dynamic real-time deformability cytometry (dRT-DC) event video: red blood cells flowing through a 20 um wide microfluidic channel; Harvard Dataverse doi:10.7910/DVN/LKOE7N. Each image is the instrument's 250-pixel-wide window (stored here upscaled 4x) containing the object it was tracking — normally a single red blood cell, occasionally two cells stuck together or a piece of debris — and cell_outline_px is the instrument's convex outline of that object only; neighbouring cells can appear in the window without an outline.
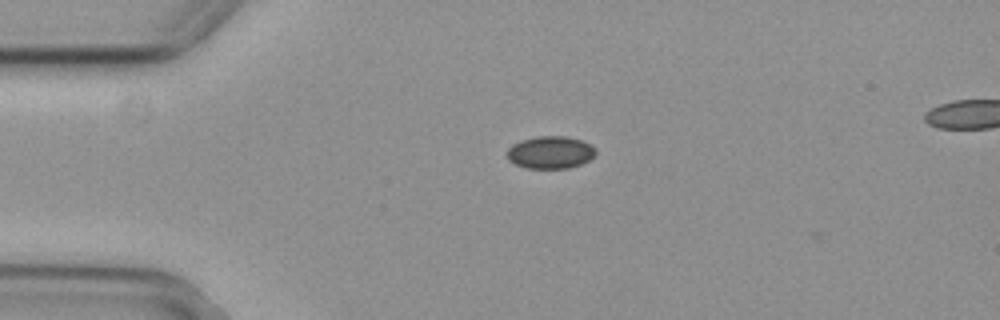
{"species": "common noctule bat (a hibernating species)", "species_latin": "Nyctalus noctula", "temperature_condition": "cold", "stored_images_in_passage": 43, "camera_frame_rate_fps": 3000, "um_per_image_px": 0.085, "animal": {"sex": "female", "body_mass_g": 29.2, "forearm_length_mm": 56.3}, "frame": {"image": 1, "passage_image": 1, "time_ms": 0.0, "image_size_px": [1000, 320], "cell_outline_px": [[596, 152], [588, 160], [580, 164], [568, 168], [528, 168], [516, 164], [508, 160], [508, 148], [512, 144], [520, 140], [536, 136], [568, 136], [592, 144], [596, 148]], "centroid_in_image_um": [46.78, 12.93], "position_along_channel_um": 38.2, "area_um2": 16.76}}
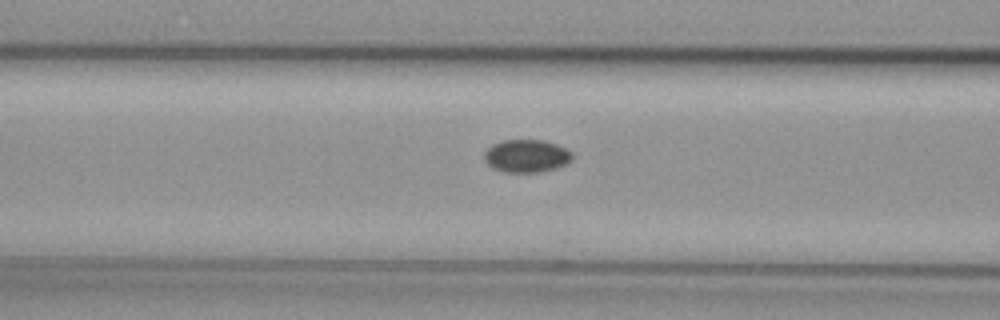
{"frame": {"image": 2, "passage_image": 10, "time_ms": 3.0, "image_size_px": [1000, 320], "cell_outline_px": [[572, 160], [568, 164], [556, 168], [540, 172], [504, 172], [492, 168], [484, 160], [484, 152], [492, 144], [504, 140], [540, 140], [556, 144], [572, 152]], "centroid_in_image_um": [44.75, 13.26], "position_along_channel_um": 121.9, "area_um2": 16.88}}
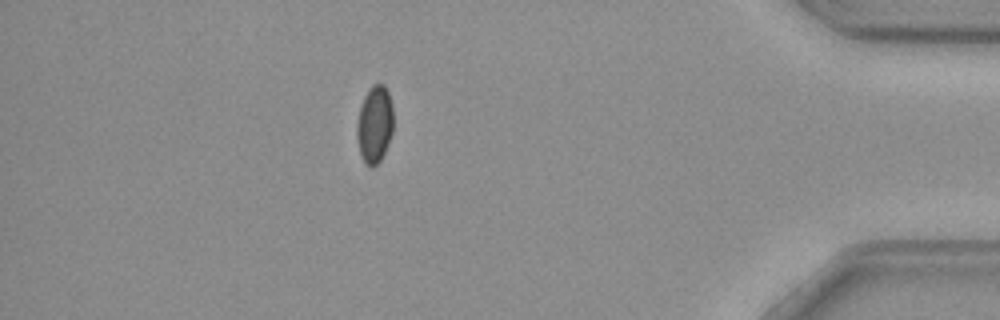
{"frame": {"image": 3, "passage_image": 36, "time_ms": 11.667, "image_size_px": [1000, 320], "cell_outline_px": [[392, 132], [388, 144], [380, 160], [372, 168], [364, 160], [360, 152], [356, 136], [356, 128], [360, 108], [364, 96], [368, 88], [372, 84], [384, 84], [388, 92], [392, 104]], "centroid_in_image_um": [31.84, 10.53], "position_along_channel_um": 403.4, "area_um2": 16.24}}